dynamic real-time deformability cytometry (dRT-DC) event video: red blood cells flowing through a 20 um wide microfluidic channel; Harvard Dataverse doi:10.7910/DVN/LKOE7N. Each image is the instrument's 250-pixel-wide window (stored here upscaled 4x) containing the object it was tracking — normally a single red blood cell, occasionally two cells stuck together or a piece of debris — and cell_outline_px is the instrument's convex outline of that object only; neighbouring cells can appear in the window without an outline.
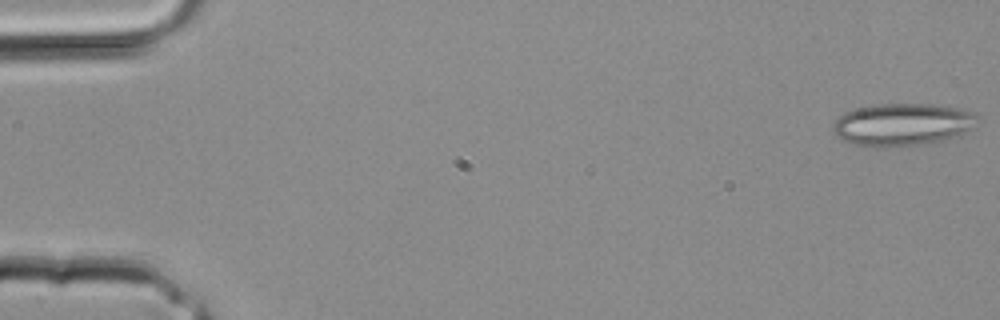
{"species": "common noctule bat (a hibernating species)", "species_latin": "Nyctalus noctula", "temperature_condition": "room temperature", "stored_images_in_passage": 7, "camera_frame_rate_fps": 3000, "um_per_image_px": 0.085, "animal": {"sex": "male", "body_mass_g": 20.4}, "frame": {"image": 1, "passage_image": 1, "time_ms": 0.0, "image_size_px": [1000, 320], "cell_outline_px": [[980, 116], [976, 128], [968, 132], [944, 140], [924, 144], [896, 148], [872, 148], [840, 140], [832, 128], [832, 124], [844, 112], [856, 108], [876, 104], [932, 104], [956, 108], [976, 112]], "centroid_in_image_um": [76.75, 10.6], "position_along_channel_um": 8.3, "area_um2": 36.65}}